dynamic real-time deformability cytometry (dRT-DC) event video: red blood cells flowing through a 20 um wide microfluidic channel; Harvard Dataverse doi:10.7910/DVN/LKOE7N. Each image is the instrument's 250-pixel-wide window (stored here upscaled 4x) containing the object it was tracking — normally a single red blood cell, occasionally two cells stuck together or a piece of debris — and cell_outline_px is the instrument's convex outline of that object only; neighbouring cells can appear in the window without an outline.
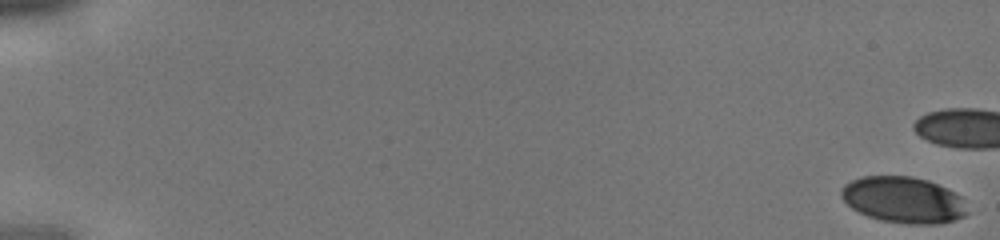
{"species": "human", "species_latin": "Homo sapiens", "temperature_condition": "cold", "stored_images_in_passage": 14, "camera_frame_rate_fps": 3000, "um_per_image_px": 0.085, "donor": {"sex": "male"}, "frame": {"image": 1, "passage_image": 1, "time_ms": 0.0, "image_size_px": [1000, 240], "cell_outline_px": [[968, 212], [964, 216], [940, 224], [908, 224], [880, 220], [868, 216], [852, 208], [840, 196], [840, 188], [844, 184], [852, 180], [864, 176], [912, 176], [928, 180], [948, 188], [960, 196]], "centroid_in_image_um": [76.78, 16.98], "position_along_channel_um": 8.2, "area_um2": 33.99}}
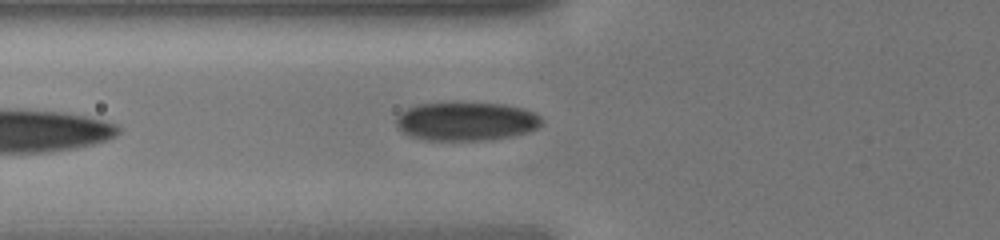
{"frame": {"image": 2, "passage_image": 14, "time_ms": 4.333, "image_size_px": [1000, 240], "cell_outline_px": [[544, 120], [536, 128], [512, 136], [492, 140], [424, 140], [408, 136], [396, 124], [396, 116], [400, 112], [416, 104], [456, 100], [504, 104], [524, 108], [536, 112]], "centroid_in_image_um": [39.6, 10.27], "position_along_channel_um": 86.2, "area_um2": 33.81}}